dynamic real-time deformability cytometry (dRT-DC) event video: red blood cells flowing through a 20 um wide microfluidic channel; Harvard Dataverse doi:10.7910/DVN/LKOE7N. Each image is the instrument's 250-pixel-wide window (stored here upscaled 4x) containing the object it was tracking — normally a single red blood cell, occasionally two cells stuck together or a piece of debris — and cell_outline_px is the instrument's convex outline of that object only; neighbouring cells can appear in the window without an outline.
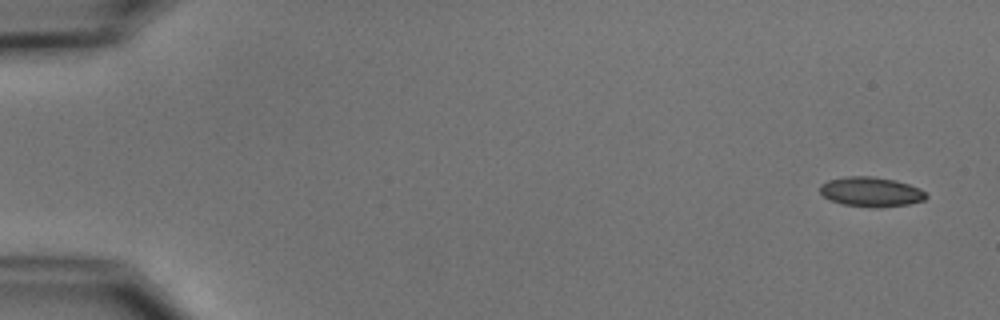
{"species": "common noctule bat (a hibernating species)", "species_latin": "Nyctalus noctula", "temperature_condition": "cold", "stored_images_in_passage": 5, "camera_frame_rate_fps": 3000, "um_per_image_px": 0.085, "animal": {"sex": "male", "body_mass_g": 15.6}, "frame": {"image": 1, "passage_image": 1, "time_ms": 0.0, "image_size_px": [1000, 320], "cell_outline_px": [[928, 196], [924, 200], [908, 204], [880, 208], [876, 208], [844, 204], [832, 200], [824, 196], [820, 192], [820, 184], [828, 180], [848, 176], [872, 176], [896, 180], [920, 188]], "centroid_in_image_um": [74.05, 16.3], "position_along_channel_um": 10.9, "area_um2": 18.32}}
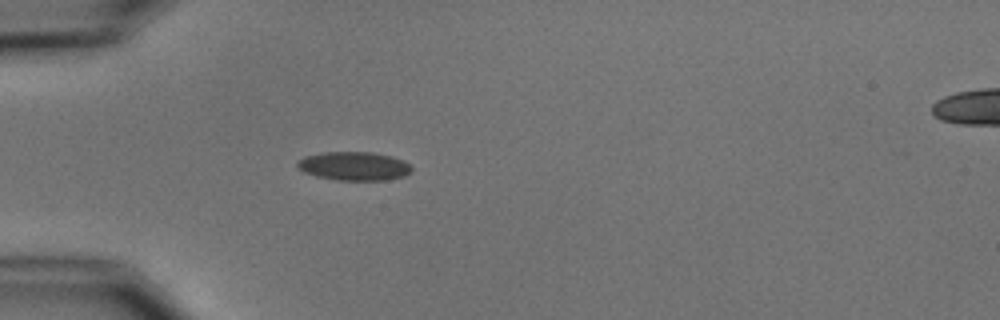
{"frame": {"image": 2, "passage_image": 5, "time_ms": 4.667, "image_size_px": [1000, 320], "cell_outline_px": [[412, 172], [404, 176], [388, 180], [336, 180], [316, 176], [304, 172], [296, 164], [296, 160], [304, 156], [320, 152], [372, 152], [392, 156], [404, 160], [412, 168]], "centroid_in_image_um": [30.09, 14.11], "position_along_channel_um": 54.9, "area_um2": 19.31}}